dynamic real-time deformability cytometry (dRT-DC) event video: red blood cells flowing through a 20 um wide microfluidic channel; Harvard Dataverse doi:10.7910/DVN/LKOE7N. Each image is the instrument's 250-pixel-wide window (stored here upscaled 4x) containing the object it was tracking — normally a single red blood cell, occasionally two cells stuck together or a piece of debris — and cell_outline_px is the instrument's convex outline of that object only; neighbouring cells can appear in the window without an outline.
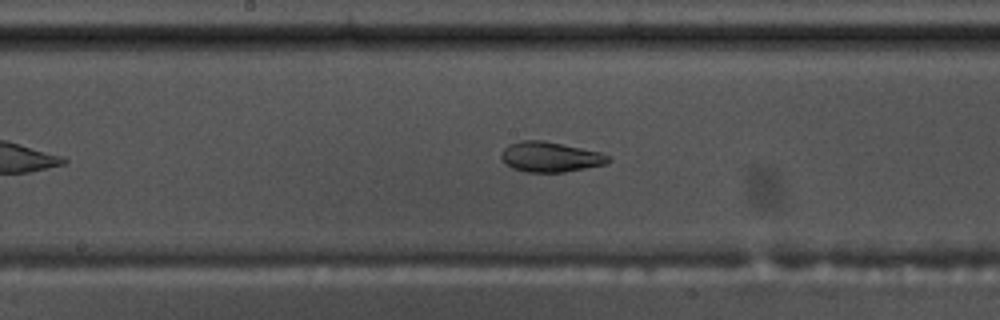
{"species": "common noctule bat (a hibernating species)", "species_latin": "Nyctalus noctula", "temperature_condition": "warm", "stored_images_in_passage": 47, "camera_frame_rate_fps": 3000, "um_per_image_px": 0.085, "animal": {"sex": "male", "body_mass_g": 17.5, "forearm_length_mm": 52.3}, "frame": {"image": 1, "passage_image": 20, "time_ms": 6.333, "image_size_px": [1000, 320], "cell_outline_px": [[612, 160], [608, 164], [564, 172], [524, 172], [512, 168], [504, 164], [500, 156], [504, 148], [508, 144], [520, 140], [544, 140], [600, 152], [608, 156]], "centroid_in_image_um": [46.75, 13.34], "position_along_channel_um": 201.4, "area_um2": 19.02}}
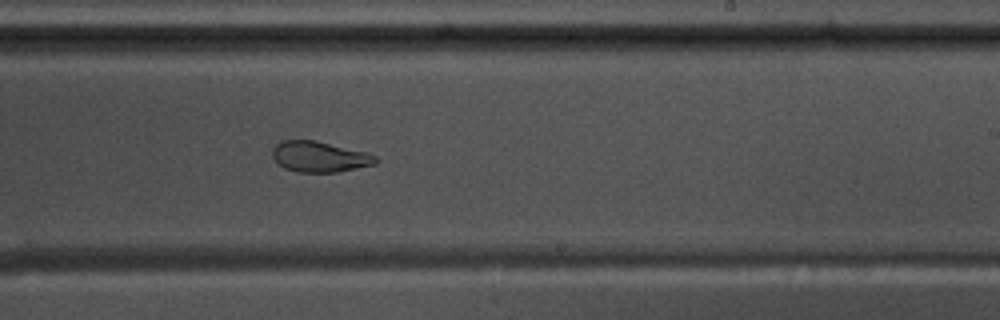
{"frame": {"image": 2, "passage_image": 25, "time_ms": 8.0, "image_size_px": [1000, 320], "cell_outline_px": [[380, 160], [376, 164], [336, 172], [296, 172], [284, 168], [272, 156], [272, 148], [280, 140], [316, 140], [364, 152], [376, 156]], "centroid_in_image_um": [27.14, 13.32], "position_along_channel_um": 261.9, "area_um2": 18.44}}
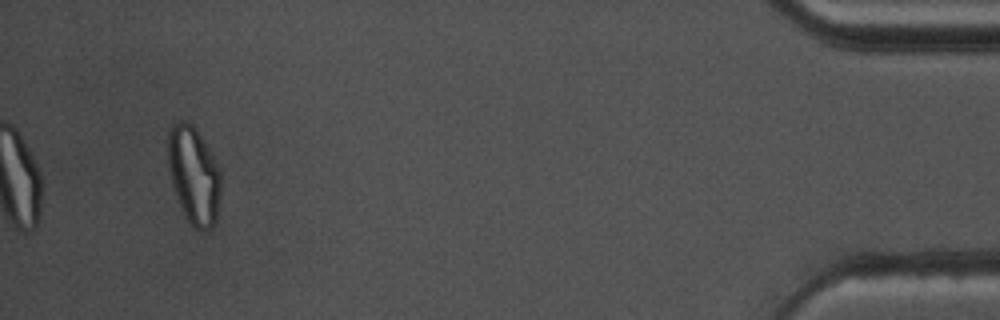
{"frame": {"image": 3, "passage_image": 44, "time_ms": 14.333, "image_size_px": [1000, 320], "cell_outline_px": [[220, 196], [216, 220], [212, 228], [196, 228], [184, 216], [176, 196], [168, 164], [168, 128], [176, 120], [184, 120], [192, 124], [196, 128], [212, 156], [220, 172]], "centroid_in_image_um": [16.45, 14.85], "position_along_channel_um": 418.7, "area_um2": 29.71}, "authors_computed_cell_mechanics": {"area_um2": 21.2126, "velocity_mm_per_s": 3.6338, "shape_relaxation_time_tau1_ms": 9.2759, "shape_relaxation_time_tau2_ms": 2.2905, "deformation_change_tau1": 0.277, "deformation_change_tau2": 0.0849}}